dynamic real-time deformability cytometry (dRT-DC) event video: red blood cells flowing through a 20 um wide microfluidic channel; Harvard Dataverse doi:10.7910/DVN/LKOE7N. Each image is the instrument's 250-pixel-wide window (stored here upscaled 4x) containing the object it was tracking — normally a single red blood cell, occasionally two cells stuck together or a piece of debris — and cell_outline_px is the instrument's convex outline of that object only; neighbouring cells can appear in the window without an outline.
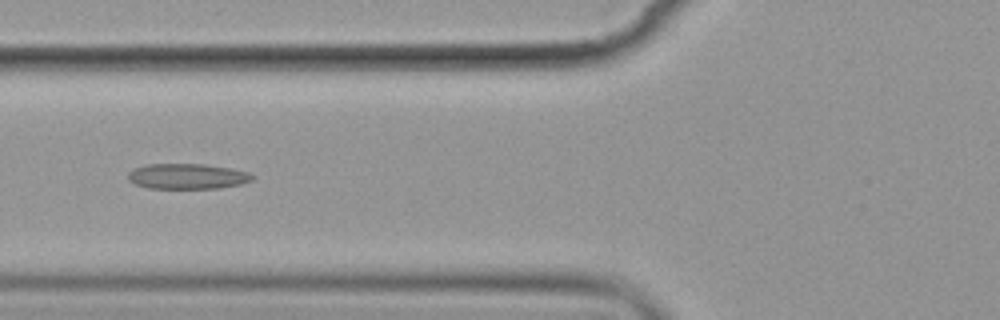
{"species": "common noctule bat (a hibernating species)", "species_latin": "Nyctalus noctula", "temperature_condition": "cold", "stored_images_in_passage": 7, "camera_frame_rate_fps": 3000, "um_per_image_px": 0.085, "animal": {"sex": "female", "body_mass_g": 19.9}, "frame": {"image": 1, "passage_image": 6, "time_ms": 6.0, "image_size_px": [1000, 320], "cell_outline_px": [[252, 180], [240, 184], [220, 188], [148, 188], [136, 184], [128, 180], [128, 172], [136, 168], [148, 164], [204, 164], [228, 168], [248, 172], [252, 176]], "centroid_in_image_um": [15.89, 14.99], "position_along_channel_um": 109.9, "area_um2": 18.15}}
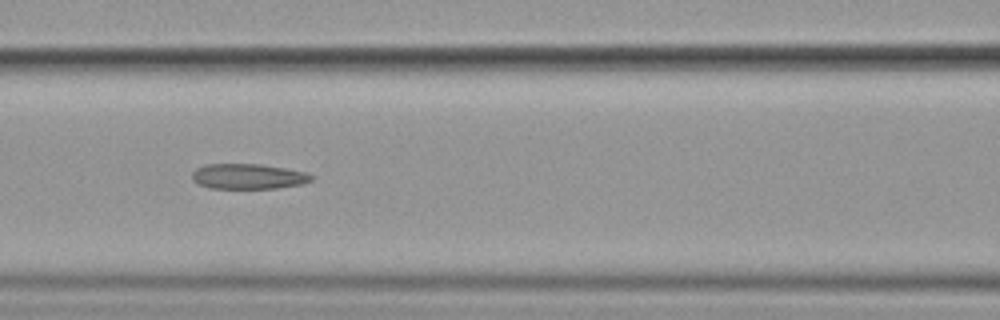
{"frame": {"image": 2, "passage_image": 7, "time_ms": 7.0, "image_size_px": [1000, 320], "cell_outline_px": [[312, 180], [304, 184], [276, 188], [208, 188], [196, 184], [192, 180], [192, 172], [196, 168], [208, 164], [260, 164], [284, 168], [304, 172], [312, 176]], "centroid_in_image_um": [21.05, 15.0], "position_along_channel_um": 145.6, "area_um2": 17.57}}